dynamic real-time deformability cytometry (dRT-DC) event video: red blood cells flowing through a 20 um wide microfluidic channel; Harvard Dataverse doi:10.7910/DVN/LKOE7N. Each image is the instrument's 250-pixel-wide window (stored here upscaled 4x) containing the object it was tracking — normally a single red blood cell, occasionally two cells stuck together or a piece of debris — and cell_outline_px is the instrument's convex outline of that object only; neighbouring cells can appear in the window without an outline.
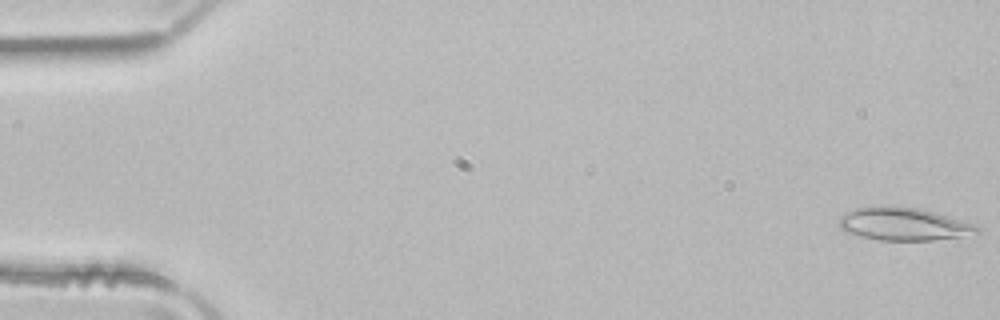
{"species": "common noctule bat (a hibernating species)", "species_latin": "Nyctalus noctula", "temperature_condition": "room temperature", "stored_images_in_passage": 50, "camera_frame_rate_fps": 3000, "um_per_image_px": 0.085, "animal": {"sex": "male", "body_mass_g": 21.5, "forearm_length_mm": 52.0}, "frame": {"image": 1, "passage_image": 1, "time_ms": 0.0, "image_size_px": [1000, 320], "cell_outline_px": [[980, 232], [960, 236], [932, 240], [880, 240], [860, 236], [844, 232], [836, 224], [840, 216], [856, 208], [916, 208], [932, 212], [972, 224], [980, 228]], "centroid_in_image_um": [76.73, 19.08], "position_along_channel_um": 8.3, "area_um2": 25.37}}
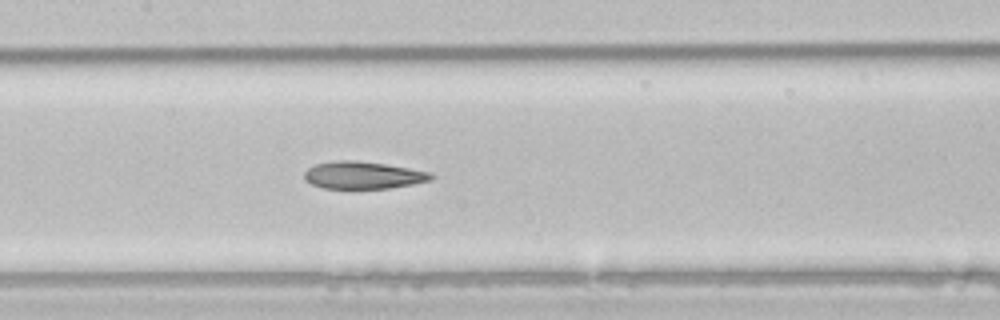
{"frame": {"image": 2, "passage_image": 24, "time_ms": 7.667, "image_size_px": [1000, 320], "cell_outline_px": [[436, 176], [432, 180], [412, 184], [388, 188], [324, 188], [312, 184], [304, 180], [304, 172], [308, 168], [316, 164], [336, 160], [356, 160], [384, 164], [432, 172]], "centroid_in_image_um": [30.87, 14.88], "position_along_channel_um": 176.5, "area_um2": 20.17}}
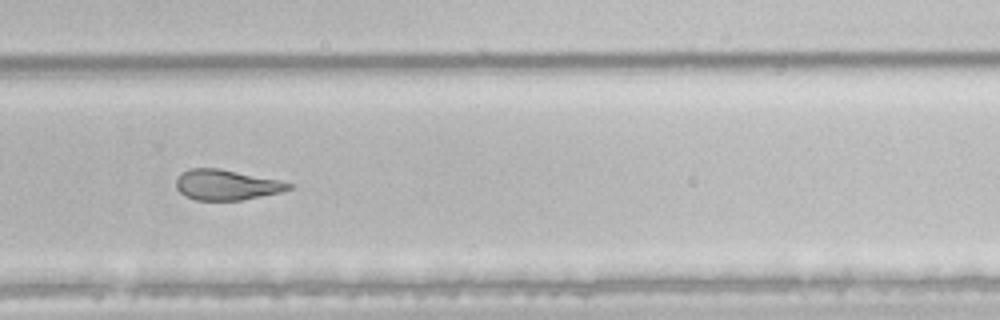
{"frame": {"image": 3, "passage_image": 34, "time_ms": 11.0, "image_size_px": [1000, 320], "cell_outline_px": [[292, 188], [280, 192], [240, 200], [196, 200], [184, 196], [176, 188], [176, 180], [188, 168], [220, 168], [280, 180], [292, 184]], "centroid_in_image_um": [19.23, 15.71], "position_along_channel_um": 310.6, "area_um2": 19.83}, "authors_computed_cell_mechanics": {"area_um2": 23.4379, "velocity_mm_per_s": 4.0458, "shape_relaxation_time_tau1_ms": null, "shape_relaxation_time_tau2_ms": 3.9654, "deformation_change_tau1": null, "deformation_change_tau2": 0.1423}}